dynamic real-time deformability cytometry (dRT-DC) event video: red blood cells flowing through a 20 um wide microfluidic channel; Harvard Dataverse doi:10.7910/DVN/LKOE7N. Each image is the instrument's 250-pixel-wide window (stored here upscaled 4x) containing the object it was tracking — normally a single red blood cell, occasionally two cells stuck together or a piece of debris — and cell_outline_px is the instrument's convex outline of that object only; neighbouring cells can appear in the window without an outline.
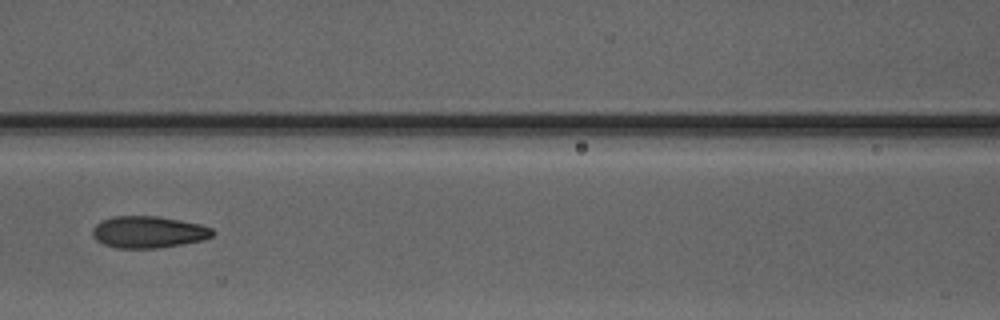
{"species": "Egyptian fruit bat (a non-hibernating species)", "species_latin": "Rousettus aegyptiacus", "temperature_condition": "warm", "stored_images_in_passage": 7, "camera_frame_rate_fps": 3000, "um_per_image_px": 0.085, "animal": {"sex": "male"}, "frame": {"image": 1, "passage_image": 7, "time_ms": 7.333, "image_size_px": [1000, 320], "cell_outline_px": [[216, 232], [212, 236], [204, 240], [156, 248], [116, 248], [104, 244], [96, 240], [92, 236], [92, 228], [100, 220], [112, 216], [160, 216], [200, 224], [212, 228]], "centroid_in_image_um": [12.6, 19.71], "position_along_channel_um": 154.0, "area_um2": 22.43}}